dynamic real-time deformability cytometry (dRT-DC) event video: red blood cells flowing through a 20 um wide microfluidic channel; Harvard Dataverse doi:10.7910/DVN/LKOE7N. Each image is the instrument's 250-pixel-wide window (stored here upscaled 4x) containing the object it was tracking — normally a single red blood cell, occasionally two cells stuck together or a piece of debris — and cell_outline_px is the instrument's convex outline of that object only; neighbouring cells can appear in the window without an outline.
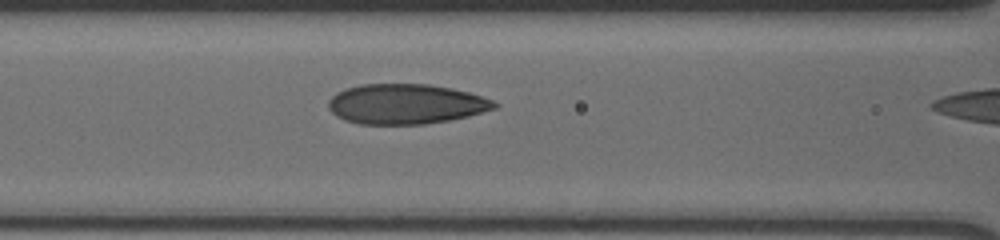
{"species": "human", "species_latin": "Homo sapiens", "temperature_condition": "cold", "stored_images_in_passage": 33, "camera_frame_rate_fps": 3000, "um_per_image_px": 0.085, "donor": {"sex": "male"}, "frame": {"image": 1, "passage_image": 25, "time_ms": 8.0, "image_size_px": [1000, 240], "cell_outline_px": [[500, 104], [496, 108], [468, 116], [448, 120], [424, 124], [360, 124], [344, 120], [336, 116], [328, 108], [328, 100], [336, 92], [344, 88], [360, 84], [428, 84], [452, 88], [468, 92], [492, 100]], "centroid_in_image_um": [34.46, 8.84], "position_along_channel_um": 132.1, "area_um2": 38.84}}
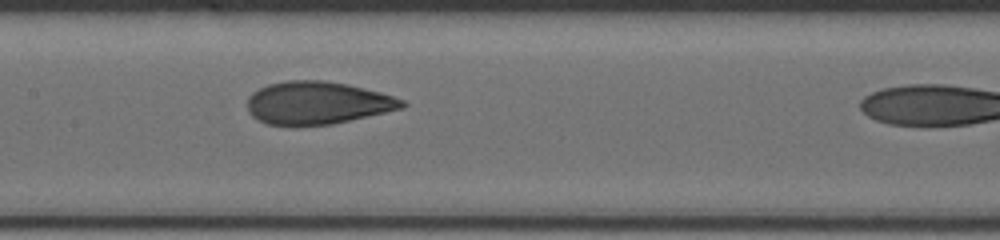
{"frame": {"image": 2, "passage_image": 29, "time_ms": 9.333, "image_size_px": [1000, 240], "cell_outline_px": [[408, 104], [400, 108], [384, 112], [332, 124], [292, 128], [268, 124], [252, 116], [248, 112], [248, 96], [252, 92], [268, 84], [288, 80], [324, 80], [348, 84], [380, 92], [404, 100]], "centroid_in_image_um": [26.92, 8.76], "position_along_channel_um": 180.5, "area_um2": 38.9}}
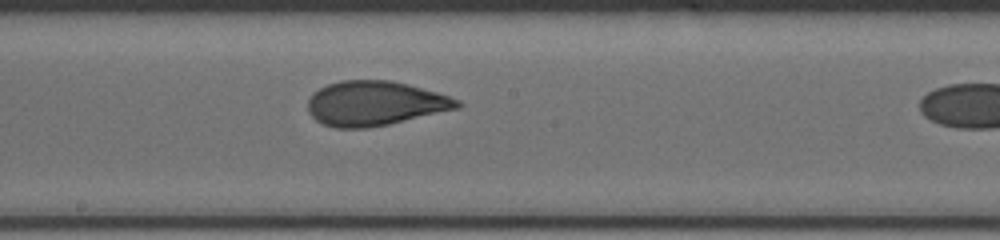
{"frame": {"image": 3, "passage_image": 32, "time_ms": 10.333, "image_size_px": [1000, 240], "cell_outline_px": [[464, 104], [456, 108], [388, 124], [368, 128], [336, 128], [324, 124], [316, 120], [308, 112], [308, 100], [312, 92], [328, 84], [340, 80], [392, 80], [408, 84], [436, 92], [460, 100]], "centroid_in_image_um": [31.83, 8.78], "position_along_channel_um": 216.4, "area_um2": 38.61}}